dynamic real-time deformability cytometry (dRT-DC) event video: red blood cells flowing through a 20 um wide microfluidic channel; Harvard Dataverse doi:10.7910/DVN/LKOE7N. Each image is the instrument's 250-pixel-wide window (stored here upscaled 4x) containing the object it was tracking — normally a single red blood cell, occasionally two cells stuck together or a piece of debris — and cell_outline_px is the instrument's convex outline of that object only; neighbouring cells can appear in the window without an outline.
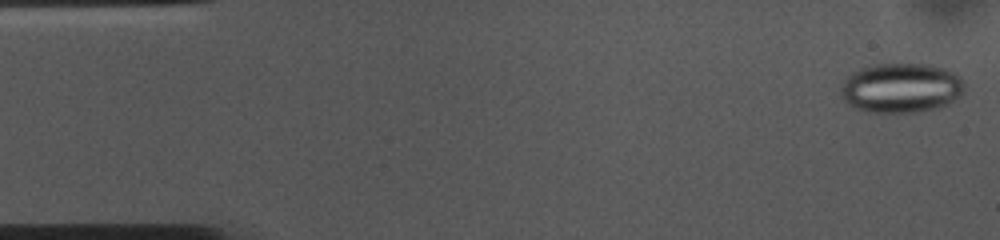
{"species": "common noctule bat (a hibernating species)", "species_latin": "Nyctalus noctula", "temperature_condition": "cold", "stored_images_in_passage": 53, "camera_frame_rate_fps": 3000, "um_per_image_px": 0.085, "animal": {"sex": "female", "body_mass_g": 10.0, "forearm_length_mm": 53.1}, "frame": {"image": 1, "passage_image": 1, "time_ms": 0.0, "image_size_px": [1000, 240], "cell_outline_px": [[964, 92], [960, 96], [948, 104], [936, 108], [912, 112], [872, 112], [856, 108], [848, 104], [840, 96], [840, 88], [848, 72], [860, 68], [880, 64], [928, 64], [944, 68], [960, 76], [964, 84]], "centroid_in_image_um": [76.57, 7.46], "position_along_channel_um": 8.4, "area_um2": 35.95}}
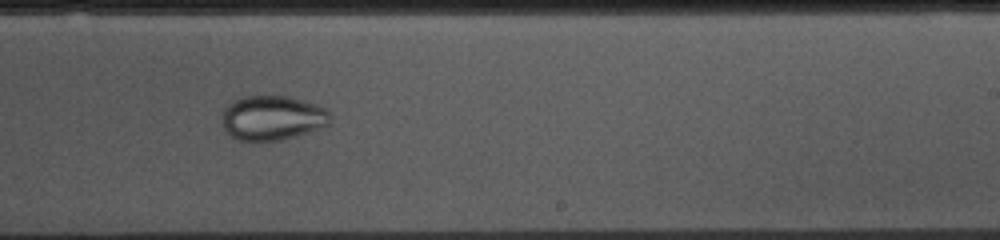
{"frame": {"image": 2, "passage_image": 31, "time_ms": 10.0, "image_size_px": [1000, 240], "cell_outline_px": [[328, 124], [324, 128], [296, 136], [280, 140], [256, 144], [236, 140], [224, 128], [220, 120], [224, 108], [232, 100], [244, 96], [288, 96], [316, 104], [328, 108]], "centroid_in_image_um": [23.11, 10.05], "position_along_channel_um": 265.9, "area_um2": 28.9}}
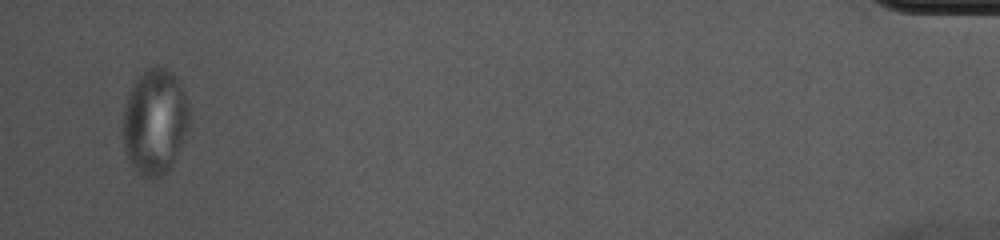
{"frame": {"image": 3, "passage_image": 51, "time_ms": 16.667, "image_size_px": [1000, 240], "cell_outline_px": [[188, 128], [172, 164], [160, 176], [140, 176], [128, 160], [124, 144], [124, 108], [128, 96], [136, 80], [144, 68], [164, 68], [172, 72], [176, 76], [184, 92], [188, 104]], "centroid_in_image_um": [13.16, 10.32], "position_along_channel_um": 422.0, "area_um2": 40.0}}